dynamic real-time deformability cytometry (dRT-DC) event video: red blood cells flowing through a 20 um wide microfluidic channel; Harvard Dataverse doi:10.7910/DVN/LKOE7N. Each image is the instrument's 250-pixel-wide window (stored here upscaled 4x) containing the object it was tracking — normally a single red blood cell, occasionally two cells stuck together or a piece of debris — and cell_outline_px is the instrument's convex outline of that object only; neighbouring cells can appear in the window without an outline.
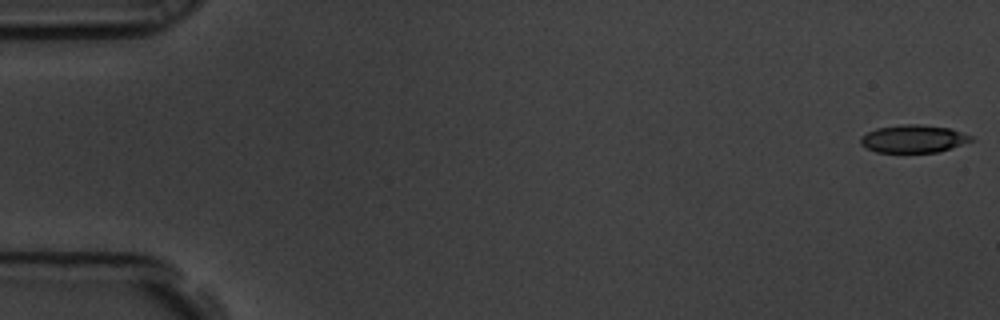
{"species": "common noctule bat (a hibernating species)", "species_latin": "Nyctalus noctula", "temperature_condition": "room temperature", "stored_images_in_passage": 55, "camera_frame_rate_fps": 3000, "um_per_image_px": 0.085, "animal": {"sex": "male", "body_mass_g": 19.5, "forearm_length_mm": 54.6}, "frame": {"image": 1, "passage_image": 1, "time_ms": 0.0, "image_size_px": [1000, 320], "cell_outline_px": [[972, 140], [936, 152], [876, 152], [860, 144], [860, 136], [876, 128], [900, 124], [920, 124], [948, 128], [972, 136]], "centroid_in_image_um": [77.56, 11.78], "position_along_channel_um": 7.4, "area_um2": 17.57}}
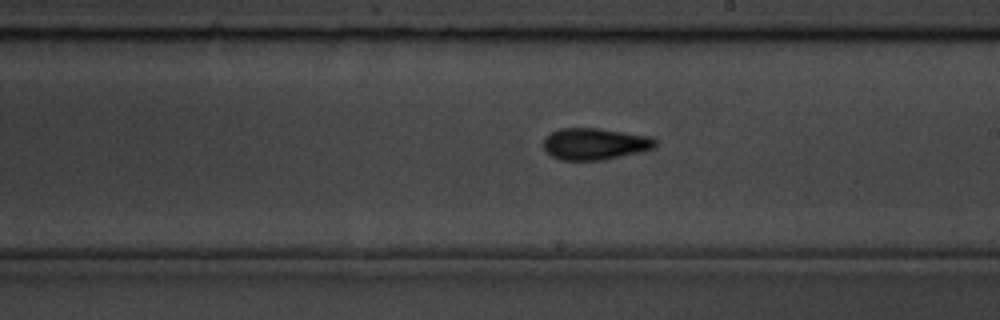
{"frame": {"image": 2, "passage_image": 33, "time_ms": 10.667, "image_size_px": [1000, 320], "cell_outline_px": [[656, 148], [640, 152], [604, 160], [560, 160], [552, 156], [544, 148], [544, 136], [560, 128], [600, 128], [652, 136], [656, 140]], "centroid_in_image_um": [50.59, 12.22], "position_along_channel_um": 238.4, "area_um2": 20.87}}
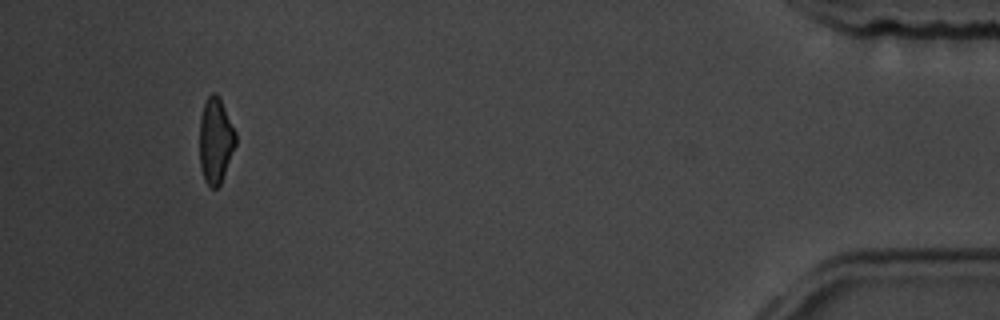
{"frame": {"image": 3, "passage_image": 54, "time_ms": 17.667, "image_size_px": [1000, 320], "cell_outline_px": [[236, 144], [220, 184], [216, 188], [212, 188], [204, 180], [200, 168], [200, 116], [204, 104], [208, 96], [212, 92], [216, 92], [220, 96], [236, 132]], "centroid_in_image_um": [18.32, 11.91], "position_along_channel_um": 416.9, "area_um2": 18.09}}